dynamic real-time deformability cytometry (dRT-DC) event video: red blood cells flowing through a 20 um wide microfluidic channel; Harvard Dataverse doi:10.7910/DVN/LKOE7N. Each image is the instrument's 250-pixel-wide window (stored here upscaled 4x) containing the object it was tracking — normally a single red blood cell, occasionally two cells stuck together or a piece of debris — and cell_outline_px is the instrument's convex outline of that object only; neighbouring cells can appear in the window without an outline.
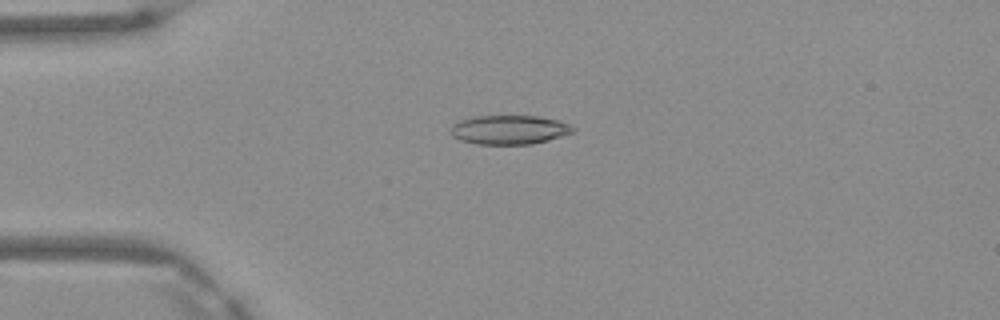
{"species": "Egyptian fruit bat (a non-hibernating species)", "species_latin": "Rousettus aegyptiacus", "temperature_condition": "warm", "stored_images_in_passage": 5, "camera_frame_rate_fps": 3000, "um_per_image_px": 0.085, "frame": {"image": 1, "passage_image": 2, "time_ms": 0.333, "image_size_px": [1000, 320], "cell_outline_px": [[576, 128], [572, 132], [548, 140], [532, 144], [476, 144], [460, 140], [452, 136], [452, 124], [460, 120], [476, 116], [536, 116], [556, 120], [568, 124]], "centroid_in_image_um": [43.26, 11.03], "position_along_channel_um": 41.7, "area_um2": 20.52}}
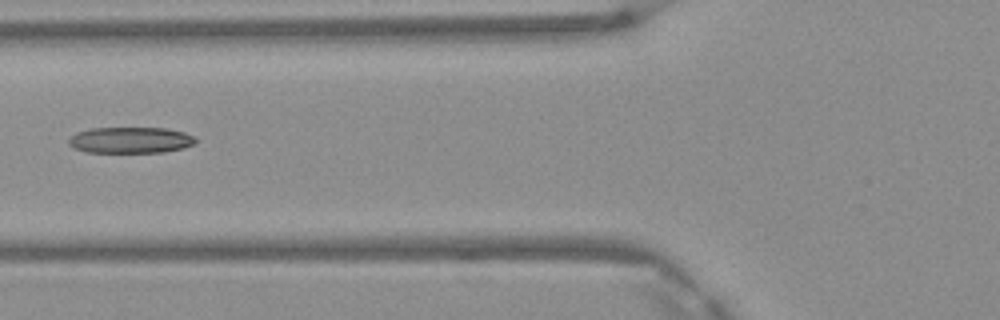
{"frame": {"image": 2, "passage_image": 4, "time_ms": 1.0, "image_size_px": [1000, 320], "cell_outline_px": [[196, 140], [192, 144], [184, 148], [164, 152], [88, 152], [76, 148], [68, 144], [68, 140], [76, 132], [92, 128], [164, 128], [184, 132], [196, 136]], "centroid_in_image_um": [11.11, 11.9], "position_along_channel_um": 114.7, "area_um2": 19.25}}
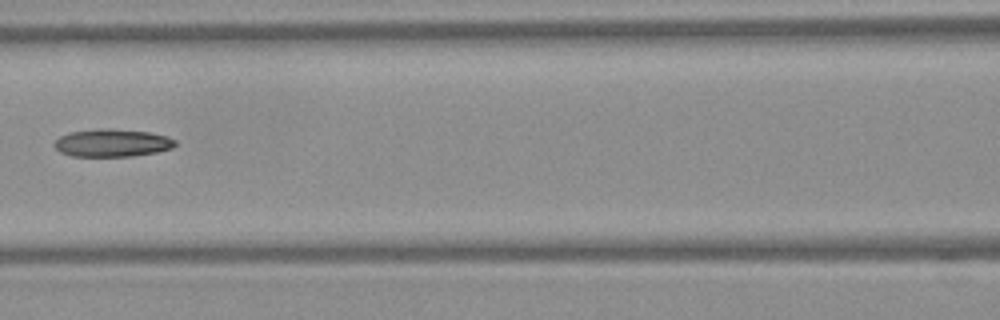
{"frame": {"image": 3, "passage_image": 5, "time_ms": 1.333, "image_size_px": [1000, 320], "cell_outline_px": [[176, 144], [172, 148], [156, 152], [132, 156], [72, 156], [60, 152], [52, 144], [60, 136], [68, 132], [100, 128], [112, 128], [152, 132], [168, 136], [176, 140]], "centroid_in_image_um": [9.54, 12.13], "position_along_channel_um": 157.1, "area_um2": 19.77}}